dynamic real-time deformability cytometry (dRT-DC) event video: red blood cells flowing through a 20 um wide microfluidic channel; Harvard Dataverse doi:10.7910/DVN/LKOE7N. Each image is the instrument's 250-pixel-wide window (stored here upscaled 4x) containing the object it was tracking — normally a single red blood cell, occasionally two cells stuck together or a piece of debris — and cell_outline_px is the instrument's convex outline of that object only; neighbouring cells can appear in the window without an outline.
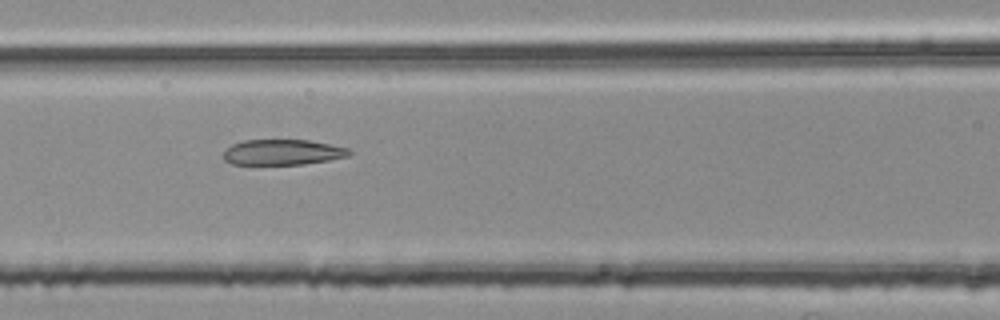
{"species": "common noctule bat (a hibernating species)", "species_latin": "Nyctalus noctula", "temperature_condition": "room temperature", "stored_images_in_passage": 52, "segment_of_instrument_passage": [2, 2], "camera_frame_rate_fps": 3000, "um_per_image_px": 0.085, "animal": {"sex": "female", "body_mass_g": 25.1}, "frame": {"image": 1, "passage_image": 21, "time_ms": 6.667, "image_size_px": [1000, 320], "cell_outline_px": [[352, 152], [348, 156], [328, 160], [304, 164], [232, 164], [224, 160], [224, 148], [232, 144], [244, 140], [308, 140], [348, 148]], "centroid_in_image_um": [23.99, 12.93], "position_along_channel_um": 142.6, "area_um2": 18.61}}
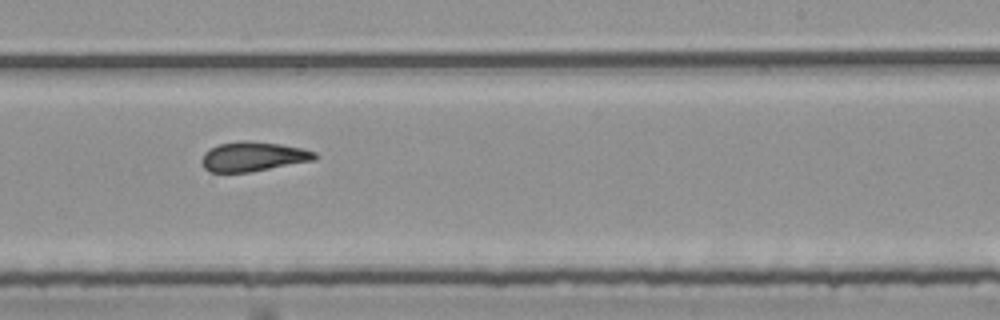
{"frame": {"image": 2, "passage_image": 31, "time_ms": 10.0, "image_size_px": [1000, 320], "cell_outline_px": [[320, 156], [316, 160], [248, 172], [208, 172], [204, 168], [200, 160], [204, 152], [208, 148], [220, 144], [240, 140], [248, 140], [280, 144], [300, 148], [316, 152]], "centroid_in_image_um": [21.5, 13.3], "position_along_channel_um": 267.5, "area_um2": 19.65}}
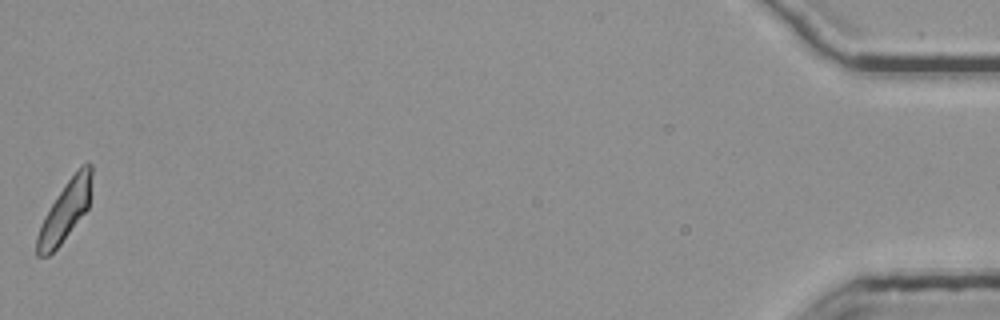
{"frame": {"image": 3, "passage_image": 52, "time_ms": 17.0, "image_size_px": [1000, 320], "cell_outline_px": [[92, 176], [88, 208], [60, 244], [48, 256], [36, 256], [36, 236], [40, 224], [44, 216], [68, 180], [80, 164], [88, 160], [92, 164]], "centroid_in_image_um": [5.54, 17.9], "position_along_channel_um": 429.7, "area_um2": 18.84}}